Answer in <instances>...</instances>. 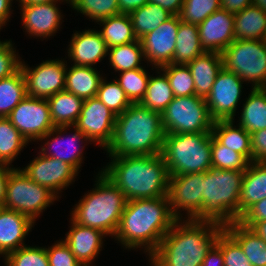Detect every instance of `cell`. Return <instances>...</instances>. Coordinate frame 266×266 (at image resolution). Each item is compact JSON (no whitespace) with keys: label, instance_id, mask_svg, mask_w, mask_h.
Here are the masks:
<instances>
[{"label":"cell","instance_id":"cell-57","mask_svg":"<svg viewBox=\"0 0 266 266\" xmlns=\"http://www.w3.org/2000/svg\"><path fill=\"white\" fill-rule=\"evenodd\" d=\"M251 229L266 241V220L257 222Z\"/></svg>","mask_w":266,"mask_h":266},{"label":"cell","instance_id":"cell-47","mask_svg":"<svg viewBox=\"0 0 266 266\" xmlns=\"http://www.w3.org/2000/svg\"><path fill=\"white\" fill-rule=\"evenodd\" d=\"M11 40H0V79L9 77L20 69L22 60Z\"/></svg>","mask_w":266,"mask_h":266},{"label":"cell","instance_id":"cell-40","mask_svg":"<svg viewBox=\"0 0 266 266\" xmlns=\"http://www.w3.org/2000/svg\"><path fill=\"white\" fill-rule=\"evenodd\" d=\"M119 73L120 78H117L116 81L124 90L126 97L131 103H140L145 96L150 75L144 68Z\"/></svg>","mask_w":266,"mask_h":266},{"label":"cell","instance_id":"cell-12","mask_svg":"<svg viewBox=\"0 0 266 266\" xmlns=\"http://www.w3.org/2000/svg\"><path fill=\"white\" fill-rule=\"evenodd\" d=\"M20 68L25 78L27 96L48 99L65 89L67 61L63 59L46 60L35 68L21 62Z\"/></svg>","mask_w":266,"mask_h":266},{"label":"cell","instance_id":"cell-5","mask_svg":"<svg viewBox=\"0 0 266 266\" xmlns=\"http://www.w3.org/2000/svg\"><path fill=\"white\" fill-rule=\"evenodd\" d=\"M95 188L85 193L71 211V219L82 225L98 229L114 237L126 205L125 195L101 171Z\"/></svg>","mask_w":266,"mask_h":266},{"label":"cell","instance_id":"cell-3","mask_svg":"<svg viewBox=\"0 0 266 266\" xmlns=\"http://www.w3.org/2000/svg\"><path fill=\"white\" fill-rule=\"evenodd\" d=\"M108 157L111 162L101 172L127 201L168 196L170 175L161 154Z\"/></svg>","mask_w":266,"mask_h":266},{"label":"cell","instance_id":"cell-38","mask_svg":"<svg viewBox=\"0 0 266 266\" xmlns=\"http://www.w3.org/2000/svg\"><path fill=\"white\" fill-rule=\"evenodd\" d=\"M27 140L12 125L7 117H0V164L11 166Z\"/></svg>","mask_w":266,"mask_h":266},{"label":"cell","instance_id":"cell-9","mask_svg":"<svg viewBox=\"0 0 266 266\" xmlns=\"http://www.w3.org/2000/svg\"><path fill=\"white\" fill-rule=\"evenodd\" d=\"M57 199L52 191L31 180L22 169L13 168L9 172L4 208L15 210L35 222Z\"/></svg>","mask_w":266,"mask_h":266},{"label":"cell","instance_id":"cell-59","mask_svg":"<svg viewBox=\"0 0 266 266\" xmlns=\"http://www.w3.org/2000/svg\"><path fill=\"white\" fill-rule=\"evenodd\" d=\"M252 4L266 12V0H252Z\"/></svg>","mask_w":266,"mask_h":266},{"label":"cell","instance_id":"cell-56","mask_svg":"<svg viewBox=\"0 0 266 266\" xmlns=\"http://www.w3.org/2000/svg\"><path fill=\"white\" fill-rule=\"evenodd\" d=\"M13 0H0V30L7 24L12 14Z\"/></svg>","mask_w":266,"mask_h":266},{"label":"cell","instance_id":"cell-2","mask_svg":"<svg viewBox=\"0 0 266 266\" xmlns=\"http://www.w3.org/2000/svg\"><path fill=\"white\" fill-rule=\"evenodd\" d=\"M223 230L213 221L177 220L148 260L151 266H202Z\"/></svg>","mask_w":266,"mask_h":266},{"label":"cell","instance_id":"cell-42","mask_svg":"<svg viewBox=\"0 0 266 266\" xmlns=\"http://www.w3.org/2000/svg\"><path fill=\"white\" fill-rule=\"evenodd\" d=\"M96 97L116 116L122 114L132 104L116 78L110 82L106 81V77L102 78Z\"/></svg>","mask_w":266,"mask_h":266},{"label":"cell","instance_id":"cell-8","mask_svg":"<svg viewBox=\"0 0 266 266\" xmlns=\"http://www.w3.org/2000/svg\"><path fill=\"white\" fill-rule=\"evenodd\" d=\"M223 67L254 88H266V43L264 40H234L221 53Z\"/></svg>","mask_w":266,"mask_h":266},{"label":"cell","instance_id":"cell-43","mask_svg":"<svg viewBox=\"0 0 266 266\" xmlns=\"http://www.w3.org/2000/svg\"><path fill=\"white\" fill-rule=\"evenodd\" d=\"M70 7L98 21L119 14L118 0H69Z\"/></svg>","mask_w":266,"mask_h":266},{"label":"cell","instance_id":"cell-21","mask_svg":"<svg viewBox=\"0 0 266 266\" xmlns=\"http://www.w3.org/2000/svg\"><path fill=\"white\" fill-rule=\"evenodd\" d=\"M68 56L73 65L91 66L108 56V47L99 30L85 29L75 32L68 45Z\"/></svg>","mask_w":266,"mask_h":266},{"label":"cell","instance_id":"cell-32","mask_svg":"<svg viewBox=\"0 0 266 266\" xmlns=\"http://www.w3.org/2000/svg\"><path fill=\"white\" fill-rule=\"evenodd\" d=\"M250 91L244 101L238 125L251 134L266 129V88H254Z\"/></svg>","mask_w":266,"mask_h":266},{"label":"cell","instance_id":"cell-25","mask_svg":"<svg viewBox=\"0 0 266 266\" xmlns=\"http://www.w3.org/2000/svg\"><path fill=\"white\" fill-rule=\"evenodd\" d=\"M266 198V162H250L239 196V218L254 203Z\"/></svg>","mask_w":266,"mask_h":266},{"label":"cell","instance_id":"cell-55","mask_svg":"<svg viewBox=\"0 0 266 266\" xmlns=\"http://www.w3.org/2000/svg\"><path fill=\"white\" fill-rule=\"evenodd\" d=\"M149 0H118L119 14H130L132 11L146 5Z\"/></svg>","mask_w":266,"mask_h":266},{"label":"cell","instance_id":"cell-39","mask_svg":"<svg viewBox=\"0 0 266 266\" xmlns=\"http://www.w3.org/2000/svg\"><path fill=\"white\" fill-rule=\"evenodd\" d=\"M249 163L243 155L222 145L211 133L212 168L245 171Z\"/></svg>","mask_w":266,"mask_h":266},{"label":"cell","instance_id":"cell-7","mask_svg":"<svg viewBox=\"0 0 266 266\" xmlns=\"http://www.w3.org/2000/svg\"><path fill=\"white\" fill-rule=\"evenodd\" d=\"M170 176L212 169L211 133L165 134L161 152Z\"/></svg>","mask_w":266,"mask_h":266},{"label":"cell","instance_id":"cell-26","mask_svg":"<svg viewBox=\"0 0 266 266\" xmlns=\"http://www.w3.org/2000/svg\"><path fill=\"white\" fill-rule=\"evenodd\" d=\"M234 125V120L214 121L212 135L227 148L243 155L252 162L251 134L242 126Z\"/></svg>","mask_w":266,"mask_h":266},{"label":"cell","instance_id":"cell-15","mask_svg":"<svg viewBox=\"0 0 266 266\" xmlns=\"http://www.w3.org/2000/svg\"><path fill=\"white\" fill-rule=\"evenodd\" d=\"M203 183V172L169 177L168 198L178 220L182 218L181 209L187 212L188 220L195 219L202 212Z\"/></svg>","mask_w":266,"mask_h":266},{"label":"cell","instance_id":"cell-13","mask_svg":"<svg viewBox=\"0 0 266 266\" xmlns=\"http://www.w3.org/2000/svg\"><path fill=\"white\" fill-rule=\"evenodd\" d=\"M116 115L96 96L83 101L81 113L74 127L91 142L106 149L112 142Z\"/></svg>","mask_w":266,"mask_h":266},{"label":"cell","instance_id":"cell-6","mask_svg":"<svg viewBox=\"0 0 266 266\" xmlns=\"http://www.w3.org/2000/svg\"><path fill=\"white\" fill-rule=\"evenodd\" d=\"M245 171L209 169L203 172L202 212L194 220L222 226L239 220V196Z\"/></svg>","mask_w":266,"mask_h":266},{"label":"cell","instance_id":"cell-45","mask_svg":"<svg viewBox=\"0 0 266 266\" xmlns=\"http://www.w3.org/2000/svg\"><path fill=\"white\" fill-rule=\"evenodd\" d=\"M6 266H49L46 248L23 246L4 257Z\"/></svg>","mask_w":266,"mask_h":266},{"label":"cell","instance_id":"cell-28","mask_svg":"<svg viewBox=\"0 0 266 266\" xmlns=\"http://www.w3.org/2000/svg\"><path fill=\"white\" fill-rule=\"evenodd\" d=\"M224 229L239 243L253 266H266V241L253 229L238 221L224 225Z\"/></svg>","mask_w":266,"mask_h":266},{"label":"cell","instance_id":"cell-14","mask_svg":"<svg viewBox=\"0 0 266 266\" xmlns=\"http://www.w3.org/2000/svg\"><path fill=\"white\" fill-rule=\"evenodd\" d=\"M243 80L234 72L224 67L218 73L212 85L206 104L213 121L234 120L240 96L242 95Z\"/></svg>","mask_w":266,"mask_h":266},{"label":"cell","instance_id":"cell-17","mask_svg":"<svg viewBox=\"0 0 266 266\" xmlns=\"http://www.w3.org/2000/svg\"><path fill=\"white\" fill-rule=\"evenodd\" d=\"M180 22V16L172 15L140 39L147 64L150 62L156 69L172 63Z\"/></svg>","mask_w":266,"mask_h":266},{"label":"cell","instance_id":"cell-51","mask_svg":"<svg viewBox=\"0 0 266 266\" xmlns=\"http://www.w3.org/2000/svg\"><path fill=\"white\" fill-rule=\"evenodd\" d=\"M184 0H149V3L157 4L171 15H180Z\"/></svg>","mask_w":266,"mask_h":266},{"label":"cell","instance_id":"cell-50","mask_svg":"<svg viewBox=\"0 0 266 266\" xmlns=\"http://www.w3.org/2000/svg\"><path fill=\"white\" fill-rule=\"evenodd\" d=\"M252 161L266 162V129L251 133Z\"/></svg>","mask_w":266,"mask_h":266},{"label":"cell","instance_id":"cell-36","mask_svg":"<svg viewBox=\"0 0 266 266\" xmlns=\"http://www.w3.org/2000/svg\"><path fill=\"white\" fill-rule=\"evenodd\" d=\"M108 59L115 72H124L136 68H144L141 61L145 60L140 40L108 49ZM143 59V60H142Z\"/></svg>","mask_w":266,"mask_h":266},{"label":"cell","instance_id":"cell-20","mask_svg":"<svg viewBox=\"0 0 266 266\" xmlns=\"http://www.w3.org/2000/svg\"><path fill=\"white\" fill-rule=\"evenodd\" d=\"M234 14L219 9L198 25L201 47L206 52L222 53L235 40Z\"/></svg>","mask_w":266,"mask_h":266},{"label":"cell","instance_id":"cell-1","mask_svg":"<svg viewBox=\"0 0 266 266\" xmlns=\"http://www.w3.org/2000/svg\"><path fill=\"white\" fill-rule=\"evenodd\" d=\"M177 220L168 196L129 200L114 238L126 249L142 248L150 256Z\"/></svg>","mask_w":266,"mask_h":266},{"label":"cell","instance_id":"cell-46","mask_svg":"<svg viewBox=\"0 0 266 266\" xmlns=\"http://www.w3.org/2000/svg\"><path fill=\"white\" fill-rule=\"evenodd\" d=\"M216 245L221 249L224 266H253L239 243L224 229Z\"/></svg>","mask_w":266,"mask_h":266},{"label":"cell","instance_id":"cell-18","mask_svg":"<svg viewBox=\"0 0 266 266\" xmlns=\"http://www.w3.org/2000/svg\"><path fill=\"white\" fill-rule=\"evenodd\" d=\"M60 1L69 3V0H57L47 3L20 5L22 25L25 32L27 31L29 36L40 38L54 36L63 22V14L56 5Z\"/></svg>","mask_w":266,"mask_h":266},{"label":"cell","instance_id":"cell-54","mask_svg":"<svg viewBox=\"0 0 266 266\" xmlns=\"http://www.w3.org/2000/svg\"><path fill=\"white\" fill-rule=\"evenodd\" d=\"M14 167H9L6 164H0V205H4L5 196H6V188L7 182L9 179V172Z\"/></svg>","mask_w":266,"mask_h":266},{"label":"cell","instance_id":"cell-31","mask_svg":"<svg viewBox=\"0 0 266 266\" xmlns=\"http://www.w3.org/2000/svg\"><path fill=\"white\" fill-rule=\"evenodd\" d=\"M205 50L201 47L198 25L180 22L176 37V47L171 64L186 65Z\"/></svg>","mask_w":266,"mask_h":266},{"label":"cell","instance_id":"cell-16","mask_svg":"<svg viewBox=\"0 0 266 266\" xmlns=\"http://www.w3.org/2000/svg\"><path fill=\"white\" fill-rule=\"evenodd\" d=\"M38 154L22 171L31 180L48 188L59 198L61 190L72 184L79 172L67 162L44 156L40 152Z\"/></svg>","mask_w":266,"mask_h":266},{"label":"cell","instance_id":"cell-35","mask_svg":"<svg viewBox=\"0 0 266 266\" xmlns=\"http://www.w3.org/2000/svg\"><path fill=\"white\" fill-rule=\"evenodd\" d=\"M171 16L161 6L149 2L129 14L135 36L139 40L146 34L157 29L161 23L168 20Z\"/></svg>","mask_w":266,"mask_h":266},{"label":"cell","instance_id":"cell-52","mask_svg":"<svg viewBox=\"0 0 266 266\" xmlns=\"http://www.w3.org/2000/svg\"><path fill=\"white\" fill-rule=\"evenodd\" d=\"M251 4L252 0H221V9L235 14L241 12Z\"/></svg>","mask_w":266,"mask_h":266},{"label":"cell","instance_id":"cell-33","mask_svg":"<svg viewBox=\"0 0 266 266\" xmlns=\"http://www.w3.org/2000/svg\"><path fill=\"white\" fill-rule=\"evenodd\" d=\"M103 26L101 31L102 39L106 42L107 47L123 45L137 41L129 14H117L109 18L98 21Z\"/></svg>","mask_w":266,"mask_h":266},{"label":"cell","instance_id":"cell-24","mask_svg":"<svg viewBox=\"0 0 266 266\" xmlns=\"http://www.w3.org/2000/svg\"><path fill=\"white\" fill-rule=\"evenodd\" d=\"M186 65L193 77L196 95L206 99L218 73L223 68L222 54L205 51Z\"/></svg>","mask_w":266,"mask_h":266},{"label":"cell","instance_id":"cell-30","mask_svg":"<svg viewBox=\"0 0 266 266\" xmlns=\"http://www.w3.org/2000/svg\"><path fill=\"white\" fill-rule=\"evenodd\" d=\"M54 126H74L81 113L83 99L66 90L47 99Z\"/></svg>","mask_w":266,"mask_h":266},{"label":"cell","instance_id":"cell-58","mask_svg":"<svg viewBox=\"0 0 266 266\" xmlns=\"http://www.w3.org/2000/svg\"><path fill=\"white\" fill-rule=\"evenodd\" d=\"M19 1V5H23V4H38V3H47V2H53V1H57V0H18Z\"/></svg>","mask_w":266,"mask_h":266},{"label":"cell","instance_id":"cell-49","mask_svg":"<svg viewBox=\"0 0 266 266\" xmlns=\"http://www.w3.org/2000/svg\"><path fill=\"white\" fill-rule=\"evenodd\" d=\"M266 220V198L251 205L239 218L238 222L252 228L257 222Z\"/></svg>","mask_w":266,"mask_h":266},{"label":"cell","instance_id":"cell-10","mask_svg":"<svg viewBox=\"0 0 266 266\" xmlns=\"http://www.w3.org/2000/svg\"><path fill=\"white\" fill-rule=\"evenodd\" d=\"M165 134L212 133L206 99L197 95L174 97L161 113Z\"/></svg>","mask_w":266,"mask_h":266},{"label":"cell","instance_id":"cell-34","mask_svg":"<svg viewBox=\"0 0 266 266\" xmlns=\"http://www.w3.org/2000/svg\"><path fill=\"white\" fill-rule=\"evenodd\" d=\"M156 70L159 75L153 77L150 75L145 96L140 104L161 114L175 96L166 74L164 72L161 74L160 68Z\"/></svg>","mask_w":266,"mask_h":266},{"label":"cell","instance_id":"cell-41","mask_svg":"<svg viewBox=\"0 0 266 266\" xmlns=\"http://www.w3.org/2000/svg\"><path fill=\"white\" fill-rule=\"evenodd\" d=\"M160 70L166 74L175 97L196 95L194 80L187 65L167 64Z\"/></svg>","mask_w":266,"mask_h":266},{"label":"cell","instance_id":"cell-22","mask_svg":"<svg viewBox=\"0 0 266 266\" xmlns=\"http://www.w3.org/2000/svg\"><path fill=\"white\" fill-rule=\"evenodd\" d=\"M71 228L65 235L64 242L69 246L71 252L83 266L90 264L100 254L103 247V238L107 235L87 226H82L72 219Z\"/></svg>","mask_w":266,"mask_h":266},{"label":"cell","instance_id":"cell-27","mask_svg":"<svg viewBox=\"0 0 266 266\" xmlns=\"http://www.w3.org/2000/svg\"><path fill=\"white\" fill-rule=\"evenodd\" d=\"M95 67L71 65L66 69L65 89L85 100L97 96L102 80Z\"/></svg>","mask_w":266,"mask_h":266},{"label":"cell","instance_id":"cell-48","mask_svg":"<svg viewBox=\"0 0 266 266\" xmlns=\"http://www.w3.org/2000/svg\"><path fill=\"white\" fill-rule=\"evenodd\" d=\"M49 266H83L71 252L69 246L60 240L46 248Z\"/></svg>","mask_w":266,"mask_h":266},{"label":"cell","instance_id":"cell-29","mask_svg":"<svg viewBox=\"0 0 266 266\" xmlns=\"http://www.w3.org/2000/svg\"><path fill=\"white\" fill-rule=\"evenodd\" d=\"M235 40H264L266 35V12L256 5H249L234 14Z\"/></svg>","mask_w":266,"mask_h":266},{"label":"cell","instance_id":"cell-4","mask_svg":"<svg viewBox=\"0 0 266 266\" xmlns=\"http://www.w3.org/2000/svg\"><path fill=\"white\" fill-rule=\"evenodd\" d=\"M164 136L161 114L132 103L116 116L113 139L105 150L109 156L161 154Z\"/></svg>","mask_w":266,"mask_h":266},{"label":"cell","instance_id":"cell-44","mask_svg":"<svg viewBox=\"0 0 266 266\" xmlns=\"http://www.w3.org/2000/svg\"><path fill=\"white\" fill-rule=\"evenodd\" d=\"M221 8V0H184L180 19L184 23L199 25Z\"/></svg>","mask_w":266,"mask_h":266},{"label":"cell","instance_id":"cell-37","mask_svg":"<svg viewBox=\"0 0 266 266\" xmlns=\"http://www.w3.org/2000/svg\"><path fill=\"white\" fill-rule=\"evenodd\" d=\"M26 96V82L21 68L13 75L0 79V117H7Z\"/></svg>","mask_w":266,"mask_h":266},{"label":"cell","instance_id":"cell-19","mask_svg":"<svg viewBox=\"0 0 266 266\" xmlns=\"http://www.w3.org/2000/svg\"><path fill=\"white\" fill-rule=\"evenodd\" d=\"M68 128H70V126H56L52 130H50L46 135L41 137L39 139L40 141L46 140V139L47 140L45 141L44 146L42 145L40 147L42 148L40 153L43 154L44 156L57 158L61 161L67 162L79 172V169L82 166L81 163L83 161L82 151H83L84 146L76 147L77 143L81 142V144H83L85 143V141L86 143L88 142L90 143L91 141L80 130H78L74 126H72V128H74V131H75L74 134L73 135L71 134V136H68V137H65V136L63 137L62 133L65 135L66 130L67 131L69 130ZM51 136L53 137L51 138ZM65 139H68L67 143H65L66 145L63 143ZM53 147H54V150L56 149L55 151H52ZM67 150H69V152L65 153L67 152Z\"/></svg>","mask_w":266,"mask_h":266},{"label":"cell","instance_id":"cell-11","mask_svg":"<svg viewBox=\"0 0 266 266\" xmlns=\"http://www.w3.org/2000/svg\"><path fill=\"white\" fill-rule=\"evenodd\" d=\"M7 118L28 143L29 141H39L55 127L47 99L26 96Z\"/></svg>","mask_w":266,"mask_h":266},{"label":"cell","instance_id":"cell-53","mask_svg":"<svg viewBox=\"0 0 266 266\" xmlns=\"http://www.w3.org/2000/svg\"><path fill=\"white\" fill-rule=\"evenodd\" d=\"M202 266H224L222 251L216 244L206 255Z\"/></svg>","mask_w":266,"mask_h":266},{"label":"cell","instance_id":"cell-23","mask_svg":"<svg viewBox=\"0 0 266 266\" xmlns=\"http://www.w3.org/2000/svg\"><path fill=\"white\" fill-rule=\"evenodd\" d=\"M35 222L27 216L6 208L0 211V255L26 246L25 237L30 233Z\"/></svg>","mask_w":266,"mask_h":266}]
</instances>
